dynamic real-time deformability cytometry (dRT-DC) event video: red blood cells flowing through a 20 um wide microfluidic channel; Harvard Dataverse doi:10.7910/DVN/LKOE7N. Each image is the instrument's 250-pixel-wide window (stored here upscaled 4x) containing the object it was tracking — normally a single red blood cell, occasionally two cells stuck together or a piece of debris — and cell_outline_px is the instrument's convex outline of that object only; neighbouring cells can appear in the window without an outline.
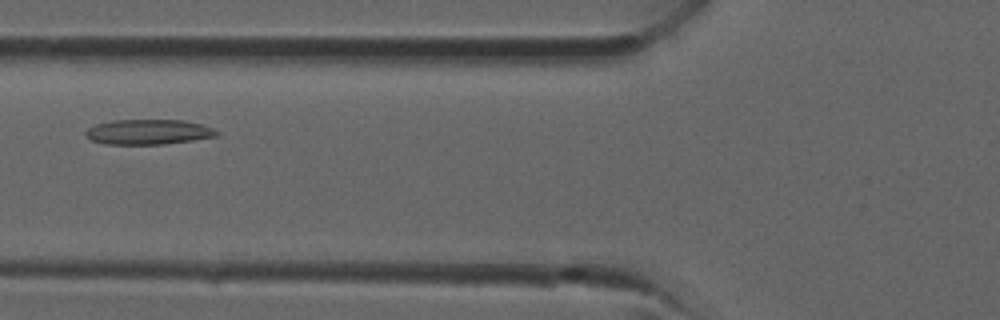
{"species": "common noctule bat (a hibernating species)", "species_latin": "Nyctalus noctula", "temperature_condition": "room temperature", "stored_images_in_passage": 32, "camera_frame_rate_fps": 3000, "um_per_image_px": 0.085, "animal": {"sex": "male", "forearm_length_mm": 52.5}, "frame": {"image": 1, "passage_image": 10, "time_ms": 3.0, "image_size_px": [1000, 320], "cell_outline_px": [[220, 132], [216, 136], [192, 140], [164, 144], [104, 144], [92, 140], [84, 136], [84, 132], [88, 128], [96, 124], [112, 120], [184, 120], [200, 124], [212, 128]], "centroid_in_image_um": [12.57, 11.21], "position_along_channel_um": 113.2, "area_um2": 19.13}}
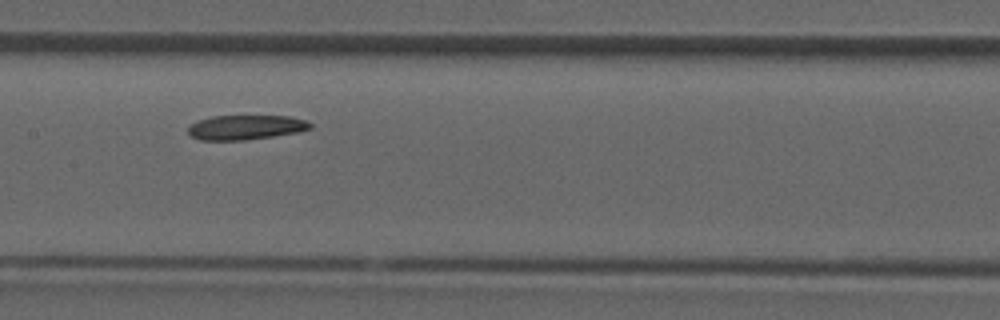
{"frame": {"image": 2, "passage_image": 14, "time_ms": 4.333, "image_size_px": [1000, 320], "cell_outline_px": [[312, 128], [300, 132], [244, 140], [200, 140], [192, 136], [188, 132], [188, 128], [196, 120], [212, 116], [292, 116], [304, 120], [312, 124]], "centroid_in_image_um": [20.89, 10.82], "position_along_channel_um": 186.5, "area_um2": 17.51}}